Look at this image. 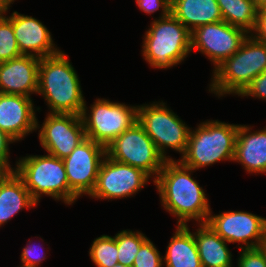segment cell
<instances>
[{
  "instance_id": "obj_1",
  "label": "cell",
  "mask_w": 266,
  "mask_h": 267,
  "mask_svg": "<svg viewBox=\"0 0 266 267\" xmlns=\"http://www.w3.org/2000/svg\"><path fill=\"white\" fill-rule=\"evenodd\" d=\"M194 172L178 159L166 160L153 181L163 210L176 217V225L187 226L190 221L206 223L211 212L206 190L193 178Z\"/></svg>"
},
{
  "instance_id": "obj_2",
  "label": "cell",
  "mask_w": 266,
  "mask_h": 267,
  "mask_svg": "<svg viewBox=\"0 0 266 267\" xmlns=\"http://www.w3.org/2000/svg\"><path fill=\"white\" fill-rule=\"evenodd\" d=\"M64 52L40 59L38 92L48 107V113L81 116L85 96L80 77Z\"/></svg>"
},
{
  "instance_id": "obj_3",
  "label": "cell",
  "mask_w": 266,
  "mask_h": 267,
  "mask_svg": "<svg viewBox=\"0 0 266 267\" xmlns=\"http://www.w3.org/2000/svg\"><path fill=\"white\" fill-rule=\"evenodd\" d=\"M238 127L218 119L200 122L195 129L191 127L186 150L178 160L195 171L217 162H233Z\"/></svg>"
},
{
  "instance_id": "obj_4",
  "label": "cell",
  "mask_w": 266,
  "mask_h": 267,
  "mask_svg": "<svg viewBox=\"0 0 266 267\" xmlns=\"http://www.w3.org/2000/svg\"><path fill=\"white\" fill-rule=\"evenodd\" d=\"M142 41V56L151 68L167 70L184 62L191 53V32L171 13L153 15Z\"/></svg>"
},
{
  "instance_id": "obj_5",
  "label": "cell",
  "mask_w": 266,
  "mask_h": 267,
  "mask_svg": "<svg viewBox=\"0 0 266 267\" xmlns=\"http://www.w3.org/2000/svg\"><path fill=\"white\" fill-rule=\"evenodd\" d=\"M16 160L14 171L23 180L31 197L38 204L44 195L68 206L79 199L69 188L63 159L46 153L26 154Z\"/></svg>"
},
{
  "instance_id": "obj_6",
  "label": "cell",
  "mask_w": 266,
  "mask_h": 267,
  "mask_svg": "<svg viewBox=\"0 0 266 267\" xmlns=\"http://www.w3.org/2000/svg\"><path fill=\"white\" fill-rule=\"evenodd\" d=\"M265 70L266 44L248 35L239 50L212 71L208 91L218 99L227 95L238 96L254 77Z\"/></svg>"
},
{
  "instance_id": "obj_7",
  "label": "cell",
  "mask_w": 266,
  "mask_h": 267,
  "mask_svg": "<svg viewBox=\"0 0 266 267\" xmlns=\"http://www.w3.org/2000/svg\"><path fill=\"white\" fill-rule=\"evenodd\" d=\"M167 103L153 101L138 104V122L156 145L165 160H175L167 155L169 149L184 154L191 127Z\"/></svg>"
},
{
  "instance_id": "obj_8",
  "label": "cell",
  "mask_w": 266,
  "mask_h": 267,
  "mask_svg": "<svg viewBox=\"0 0 266 267\" xmlns=\"http://www.w3.org/2000/svg\"><path fill=\"white\" fill-rule=\"evenodd\" d=\"M86 104L81 114L85 135L105 147L138 120V105L106 98H96L90 107Z\"/></svg>"
},
{
  "instance_id": "obj_9",
  "label": "cell",
  "mask_w": 266,
  "mask_h": 267,
  "mask_svg": "<svg viewBox=\"0 0 266 267\" xmlns=\"http://www.w3.org/2000/svg\"><path fill=\"white\" fill-rule=\"evenodd\" d=\"M106 155L115 161L141 169L153 181L166 161L138 121L106 147Z\"/></svg>"
},
{
  "instance_id": "obj_10",
  "label": "cell",
  "mask_w": 266,
  "mask_h": 267,
  "mask_svg": "<svg viewBox=\"0 0 266 267\" xmlns=\"http://www.w3.org/2000/svg\"><path fill=\"white\" fill-rule=\"evenodd\" d=\"M149 180L153 179L141 169L120 163L107 155L101 162L97 181L92 193V199L114 200L134 197Z\"/></svg>"
},
{
  "instance_id": "obj_11",
  "label": "cell",
  "mask_w": 266,
  "mask_h": 267,
  "mask_svg": "<svg viewBox=\"0 0 266 267\" xmlns=\"http://www.w3.org/2000/svg\"><path fill=\"white\" fill-rule=\"evenodd\" d=\"M206 223L228 243H238L239 250L261 247L266 236V218L248 211L211 210Z\"/></svg>"
},
{
  "instance_id": "obj_12",
  "label": "cell",
  "mask_w": 266,
  "mask_h": 267,
  "mask_svg": "<svg viewBox=\"0 0 266 267\" xmlns=\"http://www.w3.org/2000/svg\"><path fill=\"white\" fill-rule=\"evenodd\" d=\"M248 35L244 29L224 20L202 25L191 32V52L197 51L207 57L214 70L239 50Z\"/></svg>"
},
{
  "instance_id": "obj_13",
  "label": "cell",
  "mask_w": 266,
  "mask_h": 267,
  "mask_svg": "<svg viewBox=\"0 0 266 267\" xmlns=\"http://www.w3.org/2000/svg\"><path fill=\"white\" fill-rule=\"evenodd\" d=\"M39 123L37 118L40 146L47 154L60 159L69 156L86 138L82 118L76 114L47 113L43 123Z\"/></svg>"
},
{
  "instance_id": "obj_14",
  "label": "cell",
  "mask_w": 266,
  "mask_h": 267,
  "mask_svg": "<svg viewBox=\"0 0 266 267\" xmlns=\"http://www.w3.org/2000/svg\"><path fill=\"white\" fill-rule=\"evenodd\" d=\"M106 156V147L85 138L63 159L69 188L80 198L94 190L98 171Z\"/></svg>"
},
{
  "instance_id": "obj_15",
  "label": "cell",
  "mask_w": 266,
  "mask_h": 267,
  "mask_svg": "<svg viewBox=\"0 0 266 267\" xmlns=\"http://www.w3.org/2000/svg\"><path fill=\"white\" fill-rule=\"evenodd\" d=\"M33 98L23 95L0 93V129L16 143L36 132L37 114Z\"/></svg>"
},
{
  "instance_id": "obj_16",
  "label": "cell",
  "mask_w": 266,
  "mask_h": 267,
  "mask_svg": "<svg viewBox=\"0 0 266 267\" xmlns=\"http://www.w3.org/2000/svg\"><path fill=\"white\" fill-rule=\"evenodd\" d=\"M12 27L21 55L41 59L61 51L54 43L52 33L37 18L13 11Z\"/></svg>"
},
{
  "instance_id": "obj_17",
  "label": "cell",
  "mask_w": 266,
  "mask_h": 267,
  "mask_svg": "<svg viewBox=\"0 0 266 267\" xmlns=\"http://www.w3.org/2000/svg\"><path fill=\"white\" fill-rule=\"evenodd\" d=\"M40 58L21 55L0 62V93L31 97L38 92Z\"/></svg>"
},
{
  "instance_id": "obj_18",
  "label": "cell",
  "mask_w": 266,
  "mask_h": 267,
  "mask_svg": "<svg viewBox=\"0 0 266 267\" xmlns=\"http://www.w3.org/2000/svg\"><path fill=\"white\" fill-rule=\"evenodd\" d=\"M252 125L239 124L233 162L249 175L266 174V126L254 131Z\"/></svg>"
},
{
  "instance_id": "obj_19",
  "label": "cell",
  "mask_w": 266,
  "mask_h": 267,
  "mask_svg": "<svg viewBox=\"0 0 266 267\" xmlns=\"http://www.w3.org/2000/svg\"><path fill=\"white\" fill-rule=\"evenodd\" d=\"M37 205L15 171H6L0 177V227L5 226L20 211L33 209Z\"/></svg>"
},
{
  "instance_id": "obj_20",
  "label": "cell",
  "mask_w": 266,
  "mask_h": 267,
  "mask_svg": "<svg viewBox=\"0 0 266 267\" xmlns=\"http://www.w3.org/2000/svg\"><path fill=\"white\" fill-rule=\"evenodd\" d=\"M193 232L202 267H234L228 242L207 223H199Z\"/></svg>"
},
{
  "instance_id": "obj_21",
  "label": "cell",
  "mask_w": 266,
  "mask_h": 267,
  "mask_svg": "<svg viewBox=\"0 0 266 267\" xmlns=\"http://www.w3.org/2000/svg\"><path fill=\"white\" fill-rule=\"evenodd\" d=\"M170 13L190 32L202 25L223 21L217 0H171Z\"/></svg>"
},
{
  "instance_id": "obj_22",
  "label": "cell",
  "mask_w": 266,
  "mask_h": 267,
  "mask_svg": "<svg viewBox=\"0 0 266 267\" xmlns=\"http://www.w3.org/2000/svg\"><path fill=\"white\" fill-rule=\"evenodd\" d=\"M163 255L165 267H202L193 231L177 225Z\"/></svg>"
},
{
  "instance_id": "obj_23",
  "label": "cell",
  "mask_w": 266,
  "mask_h": 267,
  "mask_svg": "<svg viewBox=\"0 0 266 267\" xmlns=\"http://www.w3.org/2000/svg\"><path fill=\"white\" fill-rule=\"evenodd\" d=\"M223 20L251 33L255 28L257 10L253 0H217Z\"/></svg>"
},
{
  "instance_id": "obj_24",
  "label": "cell",
  "mask_w": 266,
  "mask_h": 267,
  "mask_svg": "<svg viewBox=\"0 0 266 267\" xmlns=\"http://www.w3.org/2000/svg\"><path fill=\"white\" fill-rule=\"evenodd\" d=\"M89 259L96 267H112L118 264V249L115 235L94 238L89 248Z\"/></svg>"
},
{
  "instance_id": "obj_25",
  "label": "cell",
  "mask_w": 266,
  "mask_h": 267,
  "mask_svg": "<svg viewBox=\"0 0 266 267\" xmlns=\"http://www.w3.org/2000/svg\"><path fill=\"white\" fill-rule=\"evenodd\" d=\"M145 233L124 229L115 234L118 249V263L133 266L135 256L141 244L147 239Z\"/></svg>"
},
{
  "instance_id": "obj_26",
  "label": "cell",
  "mask_w": 266,
  "mask_h": 267,
  "mask_svg": "<svg viewBox=\"0 0 266 267\" xmlns=\"http://www.w3.org/2000/svg\"><path fill=\"white\" fill-rule=\"evenodd\" d=\"M21 56L12 27V13L0 16V62Z\"/></svg>"
},
{
  "instance_id": "obj_27",
  "label": "cell",
  "mask_w": 266,
  "mask_h": 267,
  "mask_svg": "<svg viewBox=\"0 0 266 267\" xmlns=\"http://www.w3.org/2000/svg\"><path fill=\"white\" fill-rule=\"evenodd\" d=\"M132 267H164L163 256L150 238L141 244Z\"/></svg>"
},
{
  "instance_id": "obj_28",
  "label": "cell",
  "mask_w": 266,
  "mask_h": 267,
  "mask_svg": "<svg viewBox=\"0 0 266 267\" xmlns=\"http://www.w3.org/2000/svg\"><path fill=\"white\" fill-rule=\"evenodd\" d=\"M32 239L33 238H31V240H28L26 246L22 248L23 250L20 254V267H40L41 263H43L47 259V252L45 253V250L42 247L43 244L37 245L38 243H36L35 241L33 243Z\"/></svg>"
},
{
  "instance_id": "obj_29",
  "label": "cell",
  "mask_w": 266,
  "mask_h": 267,
  "mask_svg": "<svg viewBox=\"0 0 266 267\" xmlns=\"http://www.w3.org/2000/svg\"><path fill=\"white\" fill-rule=\"evenodd\" d=\"M237 267H266V253L259 248L240 249Z\"/></svg>"
},
{
  "instance_id": "obj_30",
  "label": "cell",
  "mask_w": 266,
  "mask_h": 267,
  "mask_svg": "<svg viewBox=\"0 0 266 267\" xmlns=\"http://www.w3.org/2000/svg\"><path fill=\"white\" fill-rule=\"evenodd\" d=\"M255 98L266 101V70L254 77L248 86L238 95V98Z\"/></svg>"
},
{
  "instance_id": "obj_31",
  "label": "cell",
  "mask_w": 266,
  "mask_h": 267,
  "mask_svg": "<svg viewBox=\"0 0 266 267\" xmlns=\"http://www.w3.org/2000/svg\"><path fill=\"white\" fill-rule=\"evenodd\" d=\"M135 2L140 11L145 14H154L159 9L161 13L157 18H164L170 14L171 0H135Z\"/></svg>"
},
{
  "instance_id": "obj_32",
  "label": "cell",
  "mask_w": 266,
  "mask_h": 267,
  "mask_svg": "<svg viewBox=\"0 0 266 267\" xmlns=\"http://www.w3.org/2000/svg\"><path fill=\"white\" fill-rule=\"evenodd\" d=\"M16 141L11 138L7 133H5L2 129H0V165L6 171H14V165L10 163V144L15 143Z\"/></svg>"
},
{
  "instance_id": "obj_33",
  "label": "cell",
  "mask_w": 266,
  "mask_h": 267,
  "mask_svg": "<svg viewBox=\"0 0 266 267\" xmlns=\"http://www.w3.org/2000/svg\"><path fill=\"white\" fill-rule=\"evenodd\" d=\"M249 35L256 41L266 44V7L257 10L255 28Z\"/></svg>"
},
{
  "instance_id": "obj_34",
  "label": "cell",
  "mask_w": 266,
  "mask_h": 267,
  "mask_svg": "<svg viewBox=\"0 0 266 267\" xmlns=\"http://www.w3.org/2000/svg\"><path fill=\"white\" fill-rule=\"evenodd\" d=\"M10 7L11 5L6 0H0V16L7 14Z\"/></svg>"
},
{
  "instance_id": "obj_35",
  "label": "cell",
  "mask_w": 266,
  "mask_h": 267,
  "mask_svg": "<svg viewBox=\"0 0 266 267\" xmlns=\"http://www.w3.org/2000/svg\"><path fill=\"white\" fill-rule=\"evenodd\" d=\"M253 1L258 9L261 7H266V0H253Z\"/></svg>"
},
{
  "instance_id": "obj_36",
  "label": "cell",
  "mask_w": 266,
  "mask_h": 267,
  "mask_svg": "<svg viewBox=\"0 0 266 267\" xmlns=\"http://www.w3.org/2000/svg\"><path fill=\"white\" fill-rule=\"evenodd\" d=\"M261 248L265 251V253H266V236H265V238H264V240H263V242H262V246H261Z\"/></svg>"
},
{
  "instance_id": "obj_37",
  "label": "cell",
  "mask_w": 266,
  "mask_h": 267,
  "mask_svg": "<svg viewBox=\"0 0 266 267\" xmlns=\"http://www.w3.org/2000/svg\"><path fill=\"white\" fill-rule=\"evenodd\" d=\"M6 172V170L0 165V177Z\"/></svg>"
},
{
  "instance_id": "obj_38",
  "label": "cell",
  "mask_w": 266,
  "mask_h": 267,
  "mask_svg": "<svg viewBox=\"0 0 266 267\" xmlns=\"http://www.w3.org/2000/svg\"><path fill=\"white\" fill-rule=\"evenodd\" d=\"M112 267H132V266H128V265H123V264H116L115 266H112Z\"/></svg>"
},
{
  "instance_id": "obj_39",
  "label": "cell",
  "mask_w": 266,
  "mask_h": 267,
  "mask_svg": "<svg viewBox=\"0 0 266 267\" xmlns=\"http://www.w3.org/2000/svg\"><path fill=\"white\" fill-rule=\"evenodd\" d=\"M10 5H12L16 0H6Z\"/></svg>"
}]
</instances>
